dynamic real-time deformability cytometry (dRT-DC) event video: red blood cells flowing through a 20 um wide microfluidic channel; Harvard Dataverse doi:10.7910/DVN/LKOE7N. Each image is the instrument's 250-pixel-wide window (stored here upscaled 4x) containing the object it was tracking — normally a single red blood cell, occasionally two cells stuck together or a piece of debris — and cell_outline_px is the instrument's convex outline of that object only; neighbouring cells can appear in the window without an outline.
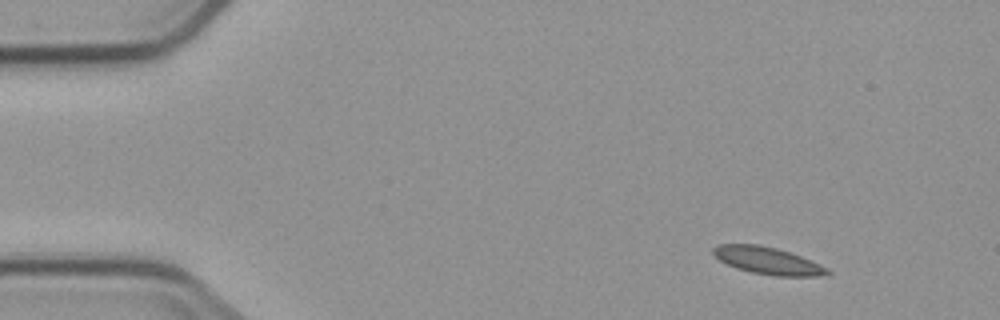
{"species": "common noctule bat (a hibernating species)", "species_latin": "Nyctalus noctula", "temperature_condition": "cold", "stored_images_in_passage": 3, "camera_frame_rate_fps": 3000, "um_per_image_px": 0.085, "animal": {"sex": "male", "body_mass_g": 23.1, "forearm_length_mm": 52.7}, "frame": {"image": 1, "passage_image": 1, "time_ms": 0.0, "image_size_px": [1000, 320], "cell_outline_px": [[832, 272], [828, 276], [776, 276], [752, 272], [736, 268], [720, 260], [712, 252], [712, 248], [720, 244], [760, 244], [776, 248], [800, 256], [820, 264], [828, 268]], "centroid_in_image_um": [65.29, 22.16], "position_along_channel_um": 19.7, "area_um2": 18.03}}